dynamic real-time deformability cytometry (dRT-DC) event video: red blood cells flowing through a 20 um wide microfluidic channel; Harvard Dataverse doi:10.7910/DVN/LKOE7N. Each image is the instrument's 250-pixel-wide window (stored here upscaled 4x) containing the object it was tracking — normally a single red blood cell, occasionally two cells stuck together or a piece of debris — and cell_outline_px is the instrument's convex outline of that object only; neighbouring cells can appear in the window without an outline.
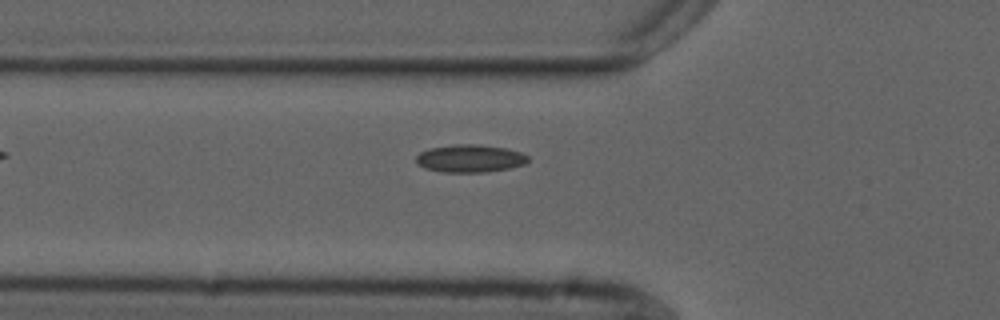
{"species": "common noctule bat (a hibernating species)", "species_latin": "Nyctalus noctula", "temperature_condition": "cold", "stored_images_in_passage": 35, "camera_frame_rate_fps": 3000, "um_per_image_px": 0.085, "animal": {"sex": "male", "forearm_length_mm": 52.5}, "frame": {"image": 1, "passage_image": 3, "time_ms": 0.667, "image_size_px": [1000, 320], "cell_outline_px": [[528, 160], [524, 164], [508, 168], [484, 172], [440, 172], [424, 168], [416, 164], [416, 156], [420, 152], [428, 148], [456, 144], [480, 144], [508, 148], [520, 152], [528, 156]], "centroid_in_image_um": [39.91, 13.46], "position_along_channel_um": 85.9, "area_um2": 18.21}}
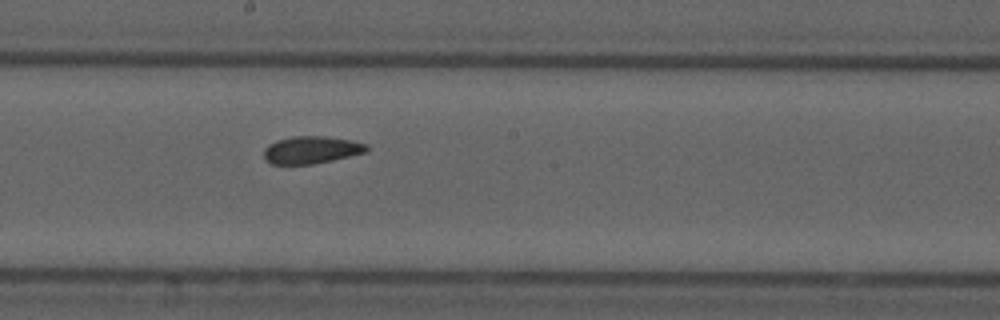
{"frame": {"image": 2, "passage_image": 14, "time_ms": 4.333, "image_size_px": [1000, 320], "cell_outline_px": [[368, 148], [364, 152], [332, 160], [312, 164], [272, 164], [264, 160], [264, 148], [268, 144], [276, 140], [292, 136], [324, 136], [352, 140], [368, 144]], "centroid_in_image_um": [26.42, 12.73], "position_along_channel_um": 221.8, "area_um2": 16.42}}
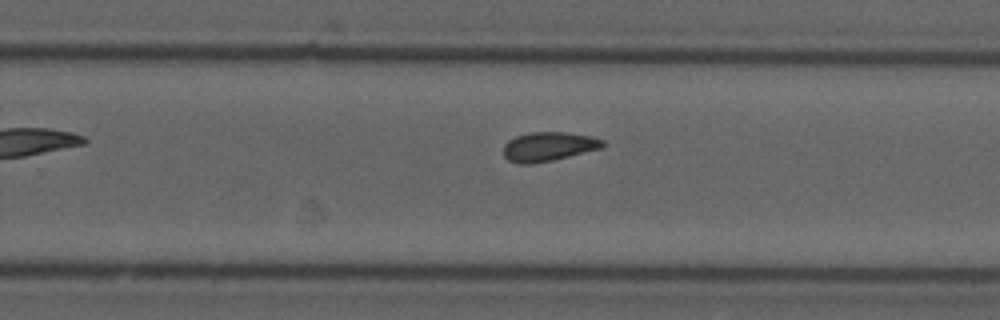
{"frame": {"image": 3, "passage_image": 19, "time_ms": 6.0, "image_size_px": [1000, 320], "cell_outline_px": [[608, 144], [604, 148], [552, 160], [532, 164], [520, 164], [508, 160], [504, 156], [504, 144], [508, 140], [516, 136], [532, 132], [568, 132], [592, 136], [604, 140]], "centroid_in_image_um": [46.68, 12.45], "position_along_channel_um": 283.1, "area_um2": 17.11}, "authors_computed_cell_mechanics": {"area_um2": 16.7042, "velocity_mm_per_s": 3.7034, "shape_relaxation_time_tau1_ms": null, "shape_relaxation_time_tau2_ms": 1.9271, "deformation_change_tau1": null, "deformation_change_tau2": 0.0856}}